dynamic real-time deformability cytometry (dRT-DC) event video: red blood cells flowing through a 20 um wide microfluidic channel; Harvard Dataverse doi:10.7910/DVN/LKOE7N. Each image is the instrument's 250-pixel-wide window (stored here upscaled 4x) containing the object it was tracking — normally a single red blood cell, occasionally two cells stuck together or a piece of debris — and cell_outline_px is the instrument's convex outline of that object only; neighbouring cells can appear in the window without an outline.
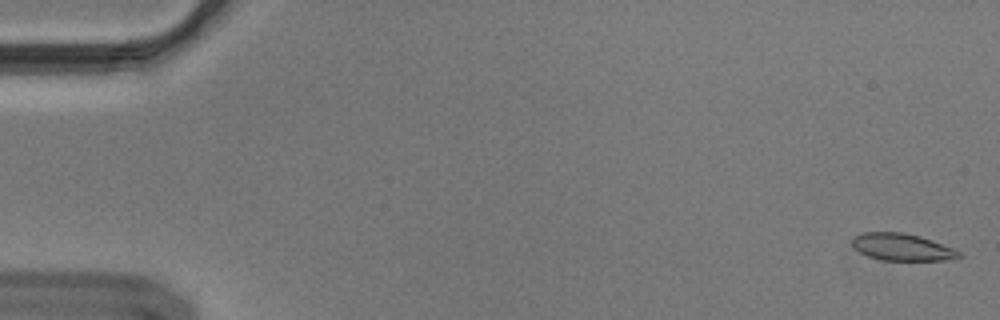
{"species": "Egyptian fruit bat (a non-hibernating species)", "species_latin": "Rousettus aegyptiacus", "temperature_condition": "cold", "stored_images_in_passage": 56, "camera_frame_rate_fps": 3000, "um_per_image_px": 0.085, "animal": {"sex": "male"}, "frame": {"image": 1, "passage_image": 2, "time_ms": 0.333, "image_size_px": [1000, 320], "cell_outline_px": [[960, 256], [944, 260], [880, 260], [868, 256], [860, 252], [852, 244], [852, 240], [856, 236], [864, 232], [904, 232], [920, 236], [932, 240], [952, 248], [960, 252]], "centroid_in_image_um": [76.65, 20.99], "position_along_channel_um": 8.4, "area_um2": 16.59}}
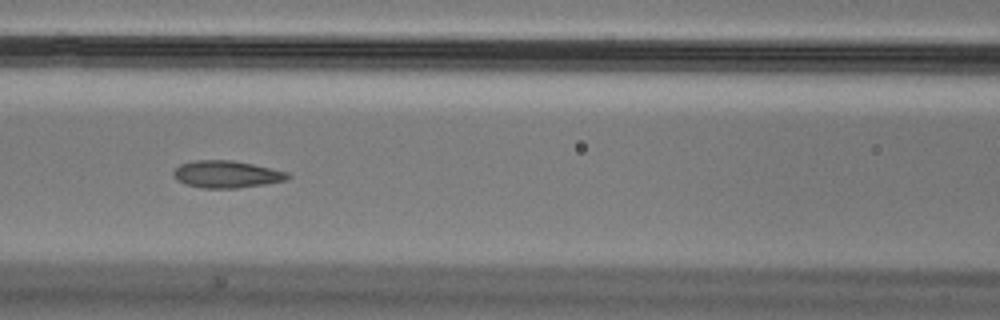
{"frame": {"image": 2, "passage_image": 25, "time_ms": 8.0, "image_size_px": [1000, 320], "cell_outline_px": [[292, 176], [284, 180], [268, 184], [236, 188], [200, 188], [184, 184], [176, 180], [172, 176], [172, 172], [180, 164], [192, 160], [232, 160], [252, 164], [288, 172]], "centroid_in_image_um": [19.21, 14.82], "position_along_channel_um": 147.4, "area_um2": 18.26}}
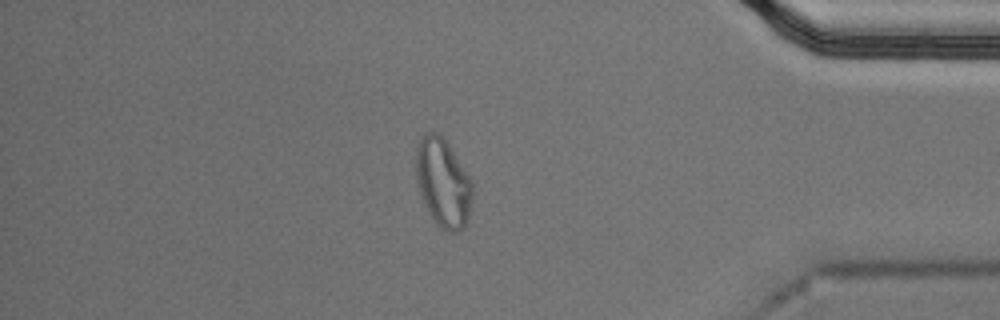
{"frame": {"image": 3, "passage_image": 48, "time_ms": 15.667, "image_size_px": [1000, 320], "cell_outline_px": [[472, 196], [468, 220], [464, 228], [460, 232], [448, 232], [440, 228], [428, 212], [424, 204], [416, 180], [416, 140], [428, 132], [436, 132], [448, 144], [472, 180]], "centroid_in_image_um": [37.65, 15.56], "position_along_channel_um": 397.6, "area_um2": 29.25}, "authors_computed_cell_mechanics": {"area_um2": 18.2937, "velocity_mm_per_s": 3.6522, "shape_relaxation_time_tau1_ms": null, "shape_relaxation_time_tau2_ms": 1.2466, "deformation_change_tau1": null, "deformation_change_tau2": 0.0656}}